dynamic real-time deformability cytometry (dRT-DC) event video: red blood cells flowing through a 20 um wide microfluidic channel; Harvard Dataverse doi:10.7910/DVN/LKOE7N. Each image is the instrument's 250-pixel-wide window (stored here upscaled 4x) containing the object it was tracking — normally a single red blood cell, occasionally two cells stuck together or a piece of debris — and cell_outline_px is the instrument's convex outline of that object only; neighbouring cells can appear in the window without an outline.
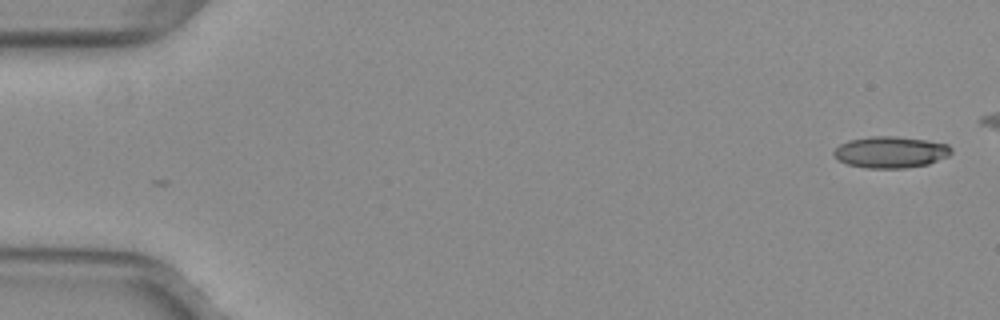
{"species": "common noctule bat (a hibernating species)", "species_latin": "Nyctalus noctula", "temperature_condition": "warm", "stored_images_in_passage": 45, "camera_frame_rate_fps": 3000, "um_per_image_px": 0.085, "animal": {"sex": "female", "body_mass_g": 29.2, "forearm_length_mm": 56.3}, "frame": {"image": 1, "passage_image": 1, "time_ms": 0.0, "image_size_px": [1000, 320], "cell_outline_px": [[952, 152], [948, 156], [928, 164], [904, 168], [864, 168], [848, 164], [840, 160], [832, 152], [840, 144], [848, 140], [872, 136], [896, 136], [928, 140], [948, 144], [952, 148]], "centroid_in_image_um": [75.72, 12.92], "position_along_channel_um": 9.3, "area_um2": 21.56}}
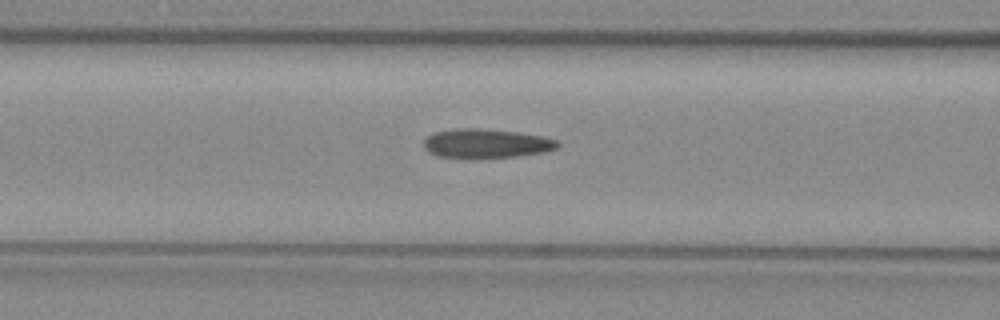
{"frame": {"image": 2, "passage_image": 21, "time_ms": 6.667, "image_size_px": [1000, 320], "cell_outline_px": [[560, 144], [556, 148], [544, 152], [516, 156], [436, 156], [428, 152], [424, 148], [424, 140], [432, 132], [456, 128], [480, 128], [516, 132], [540, 136], [556, 140]], "centroid_in_image_um": [41.29, 12.16], "position_along_channel_um": 125.3, "area_um2": 22.08}}
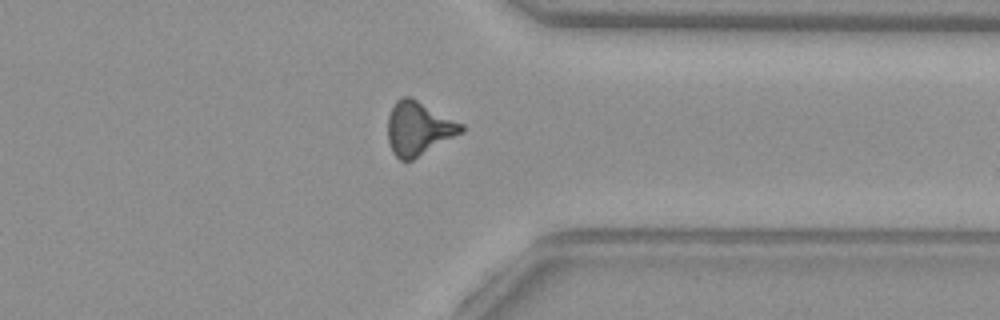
{"frame": {"image": 3, "passage_image": 40, "time_ms": 13.0, "image_size_px": [1000, 320], "cell_outline_px": [[464, 132], [412, 160], [400, 160], [392, 152], [388, 144], [388, 116], [396, 100], [400, 96], [412, 96], [464, 124]], "centroid_in_image_um": [35.58, 10.89], "position_along_channel_um": 375.8, "area_um2": 23.29}}